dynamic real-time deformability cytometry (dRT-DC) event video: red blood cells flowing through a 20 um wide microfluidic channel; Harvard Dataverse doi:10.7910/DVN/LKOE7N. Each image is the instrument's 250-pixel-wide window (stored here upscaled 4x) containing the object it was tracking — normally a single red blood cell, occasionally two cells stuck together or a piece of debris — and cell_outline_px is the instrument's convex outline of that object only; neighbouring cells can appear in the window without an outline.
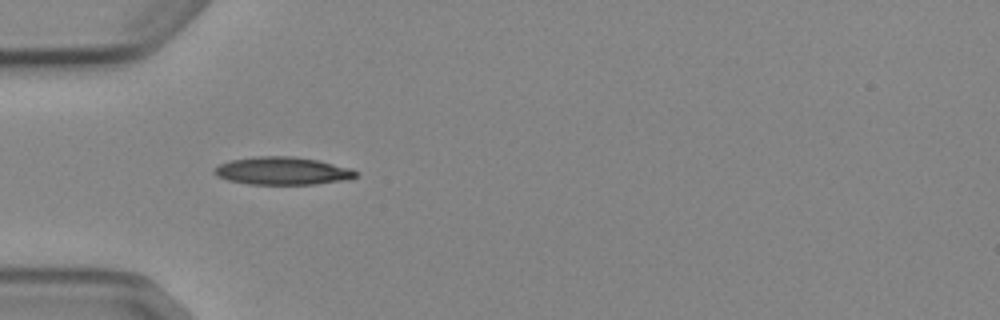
{"species": "Egyptian fruit bat (a non-hibernating species)", "species_latin": "Rousettus aegyptiacus", "temperature_condition": "cold", "stored_images_in_passage": 4, "camera_frame_rate_fps": 3000, "um_per_image_px": 0.085, "animal": {"sex": "female"}, "frame": {"image": 1, "passage_image": 1, "time_ms": 0.0, "image_size_px": [1000, 320], "cell_outline_px": [[356, 176], [348, 180], [316, 184], [248, 184], [228, 180], [216, 176], [212, 172], [212, 168], [220, 164], [232, 160], [256, 156], [292, 156], [316, 160], [352, 168], [356, 172]], "centroid_in_image_um": [23.98, 14.53], "position_along_channel_um": 61.0, "area_um2": 22.95}}
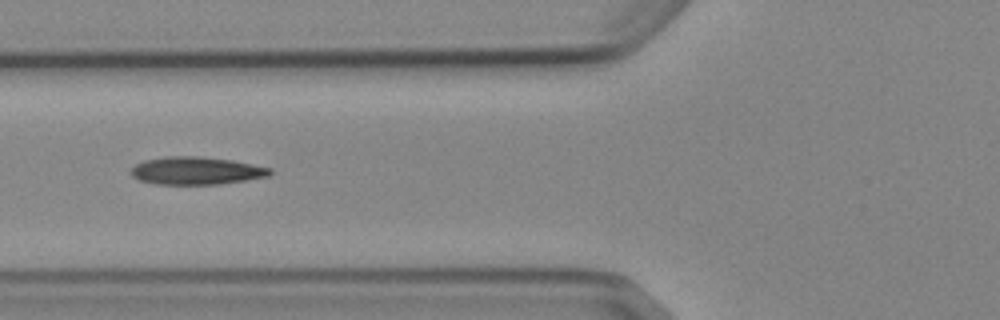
{"frame": {"image": 2, "passage_image": 2, "time_ms": 1.333, "image_size_px": [1000, 320], "cell_outline_px": [[272, 172], [268, 176], [220, 184], [156, 184], [140, 180], [132, 176], [132, 168], [136, 164], [144, 160], [168, 156], [196, 156], [232, 160], [272, 168]], "centroid_in_image_um": [16.69, 14.51], "position_along_channel_um": 109.1, "area_um2": 22.25}}